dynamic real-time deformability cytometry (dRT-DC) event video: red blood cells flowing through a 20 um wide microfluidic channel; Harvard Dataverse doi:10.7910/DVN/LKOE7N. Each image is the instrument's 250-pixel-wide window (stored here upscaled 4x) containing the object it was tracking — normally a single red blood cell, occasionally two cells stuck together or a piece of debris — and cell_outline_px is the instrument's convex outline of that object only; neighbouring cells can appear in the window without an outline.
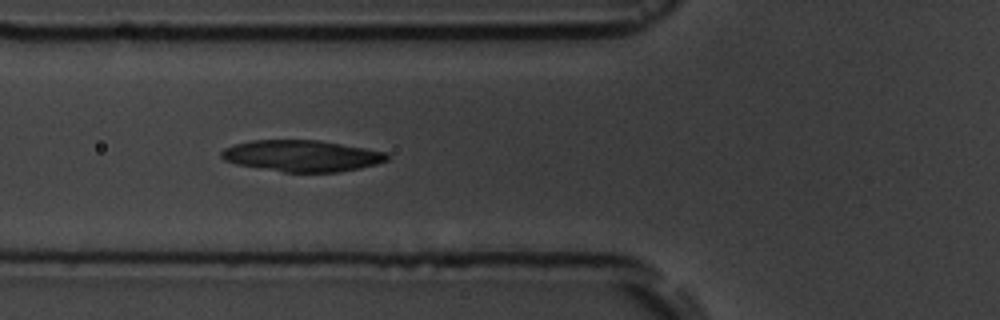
{"species": "common noctule bat (a hibernating species)", "species_latin": "Nyctalus noctula", "temperature_condition": "room temperature", "stored_images_in_passage": 6, "camera_frame_rate_fps": 3000, "um_per_image_px": 0.085, "animal": {"sex": "male", "body_mass_g": 19.5, "forearm_length_mm": 54.6}, "frame": {"image": 1, "passage_image": 6, "time_ms": 6.333, "image_size_px": [1000, 320], "cell_outline_px": [[388, 160], [376, 164], [360, 168], [340, 172], [284, 172], [236, 164], [224, 160], [220, 156], [220, 152], [224, 148], [236, 144], [252, 140], [320, 140], [388, 152]], "centroid_in_image_um": [25.67, 13.24], "position_along_channel_um": 100.1, "area_um2": 30.35}}